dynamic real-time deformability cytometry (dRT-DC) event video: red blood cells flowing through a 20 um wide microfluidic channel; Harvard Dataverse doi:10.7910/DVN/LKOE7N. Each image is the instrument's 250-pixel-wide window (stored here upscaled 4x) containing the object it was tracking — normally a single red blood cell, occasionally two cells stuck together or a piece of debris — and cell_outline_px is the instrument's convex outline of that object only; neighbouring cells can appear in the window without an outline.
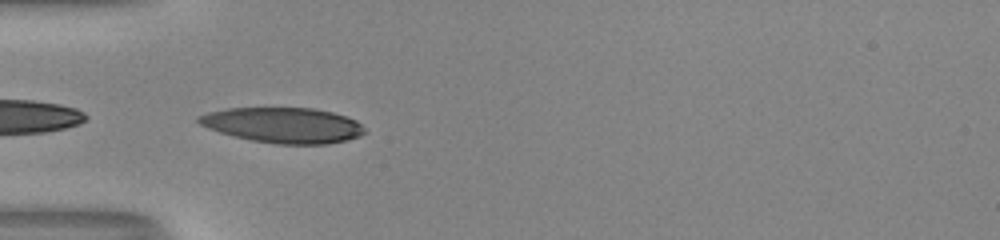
{"species": "human", "species_latin": "Homo sapiens", "temperature_condition": "room temperature", "stored_images_in_passage": 19, "camera_frame_rate_fps": 3000, "um_per_image_px": 0.085, "donor": {"sex": "male"}, "frame": {"image": 1, "passage_image": 1, "time_ms": 0.0, "image_size_px": [1000, 240], "cell_outline_px": [[368, 132], [360, 136], [348, 140], [328, 144], [276, 144], [252, 140], [232, 136], [208, 128], [200, 124], [196, 120], [196, 116], [208, 112], [228, 108], [312, 108], [332, 112], [356, 120]], "centroid_in_image_um": [24.07, 10.64], "position_along_channel_um": 60.9, "area_um2": 34.33}}